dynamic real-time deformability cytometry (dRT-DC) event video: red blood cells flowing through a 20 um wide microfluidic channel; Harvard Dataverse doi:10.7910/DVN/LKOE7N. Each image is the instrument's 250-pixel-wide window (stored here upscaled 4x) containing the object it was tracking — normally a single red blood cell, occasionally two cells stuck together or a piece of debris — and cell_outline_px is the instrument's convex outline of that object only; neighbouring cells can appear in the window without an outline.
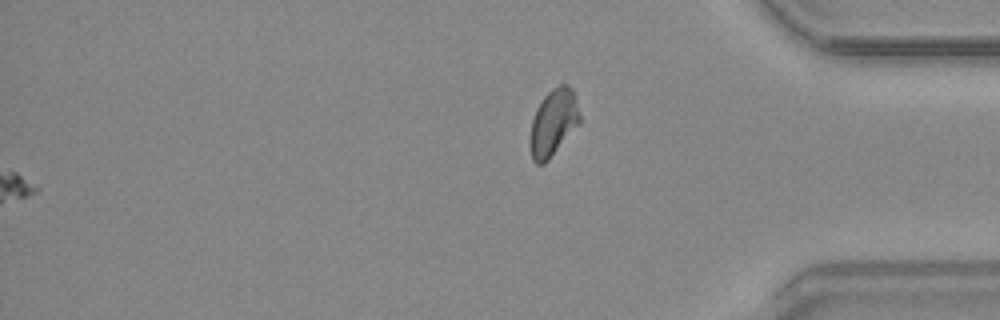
{"species": "common noctule bat (a hibernating species)", "species_latin": "Nyctalus noctula", "temperature_condition": "warm", "stored_images_in_passage": 58, "camera_frame_rate_fps": 3000, "um_per_image_px": 0.085, "animal": {"sex": "male", "body_mass_g": 20.4}, "frame": {"image": 1, "passage_image": 58, "time_ms": 19.0, "image_size_px": [1000, 320], "cell_outline_px": [[580, 124], [548, 160], [544, 164], [536, 164], [532, 160], [532, 120], [536, 108], [544, 96], [552, 88], [560, 84], [564, 84], [572, 88], [580, 116]], "centroid_in_image_um": [47.06, 10.4], "position_along_channel_um": 388.1, "area_um2": 18.9}}